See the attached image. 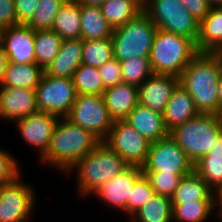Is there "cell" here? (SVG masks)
Segmentation results:
<instances>
[{"instance_id":"obj_1","label":"cell","mask_w":222,"mask_h":222,"mask_svg":"<svg viewBox=\"0 0 222 222\" xmlns=\"http://www.w3.org/2000/svg\"><path fill=\"white\" fill-rule=\"evenodd\" d=\"M222 72L220 53H198L179 76V84L202 114H218V84Z\"/></svg>"},{"instance_id":"obj_2","label":"cell","mask_w":222,"mask_h":222,"mask_svg":"<svg viewBox=\"0 0 222 222\" xmlns=\"http://www.w3.org/2000/svg\"><path fill=\"white\" fill-rule=\"evenodd\" d=\"M99 142L89 131L72 124L66 118H59L49 148L39 160L40 166H50L64 175Z\"/></svg>"},{"instance_id":"obj_3","label":"cell","mask_w":222,"mask_h":222,"mask_svg":"<svg viewBox=\"0 0 222 222\" xmlns=\"http://www.w3.org/2000/svg\"><path fill=\"white\" fill-rule=\"evenodd\" d=\"M128 166L123 158L106 143L100 141L90 153L82 157L66 173V176L70 178V176L76 174L77 195L79 198L85 199L86 197H91V194L102 184L124 171Z\"/></svg>"},{"instance_id":"obj_4","label":"cell","mask_w":222,"mask_h":222,"mask_svg":"<svg viewBox=\"0 0 222 222\" xmlns=\"http://www.w3.org/2000/svg\"><path fill=\"white\" fill-rule=\"evenodd\" d=\"M197 54L190 38L157 29L149 60L153 73L179 77Z\"/></svg>"},{"instance_id":"obj_5","label":"cell","mask_w":222,"mask_h":222,"mask_svg":"<svg viewBox=\"0 0 222 222\" xmlns=\"http://www.w3.org/2000/svg\"><path fill=\"white\" fill-rule=\"evenodd\" d=\"M221 134L222 127L218 116L202 113L169 132L193 164L213 148Z\"/></svg>"},{"instance_id":"obj_6","label":"cell","mask_w":222,"mask_h":222,"mask_svg":"<svg viewBox=\"0 0 222 222\" xmlns=\"http://www.w3.org/2000/svg\"><path fill=\"white\" fill-rule=\"evenodd\" d=\"M149 16L142 11L112 32L113 55L118 61L149 57L157 32Z\"/></svg>"},{"instance_id":"obj_7","label":"cell","mask_w":222,"mask_h":222,"mask_svg":"<svg viewBox=\"0 0 222 222\" xmlns=\"http://www.w3.org/2000/svg\"><path fill=\"white\" fill-rule=\"evenodd\" d=\"M143 11L158 29L190 38L196 44L199 22L181 0H145Z\"/></svg>"},{"instance_id":"obj_8","label":"cell","mask_w":222,"mask_h":222,"mask_svg":"<svg viewBox=\"0 0 222 222\" xmlns=\"http://www.w3.org/2000/svg\"><path fill=\"white\" fill-rule=\"evenodd\" d=\"M23 175L0 186V222H32L36 188L24 182Z\"/></svg>"},{"instance_id":"obj_9","label":"cell","mask_w":222,"mask_h":222,"mask_svg":"<svg viewBox=\"0 0 222 222\" xmlns=\"http://www.w3.org/2000/svg\"><path fill=\"white\" fill-rule=\"evenodd\" d=\"M72 124L89 131L104 141L113 125L102 95H77L72 109L65 117Z\"/></svg>"},{"instance_id":"obj_10","label":"cell","mask_w":222,"mask_h":222,"mask_svg":"<svg viewBox=\"0 0 222 222\" xmlns=\"http://www.w3.org/2000/svg\"><path fill=\"white\" fill-rule=\"evenodd\" d=\"M38 111L51 113L65 118L72 109L77 97L71 78L53 77L43 73L36 90Z\"/></svg>"},{"instance_id":"obj_11","label":"cell","mask_w":222,"mask_h":222,"mask_svg":"<svg viewBox=\"0 0 222 222\" xmlns=\"http://www.w3.org/2000/svg\"><path fill=\"white\" fill-rule=\"evenodd\" d=\"M193 165L186 153L168 135L150 144L147 160L141 168L142 173L188 175L193 171Z\"/></svg>"},{"instance_id":"obj_12","label":"cell","mask_w":222,"mask_h":222,"mask_svg":"<svg viewBox=\"0 0 222 222\" xmlns=\"http://www.w3.org/2000/svg\"><path fill=\"white\" fill-rule=\"evenodd\" d=\"M103 142L129 166L138 167L145 164L151 144L124 120L113 121L108 137Z\"/></svg>"},{"instance_id":"obj_13","label":"cell","mask_w":222,"mask_h":222,"mask_svg":"<svg viewBox=\"0 0 222 222\" xmlns=\"http://www.w3.org/2000/svg\"><path fill=\"white\" fill-rule=\"evenodd\" d=\"M60 117L57 115L37 111L26 118L14 122L20 137L28 144L29 148L38 151L40 160L47 152L55 125Z\"/></svg>"},{"instance_id":"obj_14","label":"cell","mask_w":222,"mask_h":222,"mask_svg":"<svg viewBox=\"0 0 222 222\" xmlns=\"http://www.w3.org/2000/svg\"><path fill=\"white\" fill-rule=\"evenodd\" d=\"M143 175L142 168L128 166L124 171L115 175L106 183L102 184L91 196L99 199L103 206H107L127 216V200L135 182Z\"/></svg>"},{"instance_id":"obj_15","label":"cell","mask_w":222,"mask_h":222,"mask_svg":"<svg viewBox=\"0 0 222 222\" xmlns=\"http://www.w3.org/2000/svg\"><path fill=\"white\" fill-rule=\"evenodd\" d=\"M35 30L19 24L4 29L2 47L7 55L8 62L15 64L36 63Z\"/></svg>"},{"instance_id":"obj_16","label":"cell","mask_w":222,"mask_h":222,"mask_svg":"<svg viewBox=\"0 0 222 222\" xmlns=\"http://www.w3.org/2000/svg\"><path fill=\"white\" fill-rule=\"evenodd\" d=\"M179 77L170 74H151L138 86V103L163 114Z\"/></svg>"},{"instance_id":"obj_17","label":"cell","mask_w":222,"mask_h":222,"mask_svg":"<svg viewBox=\"0 0 222 222\" xmlns=\"http://www.w3.org/2000/svg\"><path fill=\"white\" fill-rule=\"evenodd\" d=\"M37 111L35 90L0 87V119L14 123Z\"/></svg>"},{"instance_id":"obj_18","label":"cell","mask_w":222,"mask_h":222,"mask_svg":"<svg viewBox=\"0 0 222 222\" xmlns=\"http://www.w3.org/2000/svg\"><path fill=\"white\" fill-rule=\"evenodd\" d=\"M139 134L153 143L169 135L163 120V114L138 103L124 119Z\"/></svg>"},{"instance_id":"obj_19","label":"cell","mask_w":222,"mask_h":222,"mask_svg":"<svg viewBox=\"0 0 222 222\" xmlns=\"http://www.w3.org/2000/svg\"><path fill=\"white\" fill-rule=\"evenodd\" d=\"M103 97L110 118L113 121L124 120L138 104V87L120 83L106 88Z\"/></svg>"},{"instance_id":"obj_20","label":"cell","mask_w":222,"mask_h":222,"mask_svg":"<svg viewBox=\"0 0 222 222\" xmlns=\"http://www.w3.org/2000/svg\"><path fill=\"white\" fill-rule=\"evenodd\" d=\"M83 40H62L59 52L44 73L53 77L72 78L82 64Z\"/></svg>"},{"instance_id":"obj_21","label":"cell","mask_w":222,"mask_h":222,"mask_svg":"<svg viewBox=\"0 0 222 222\" xmlns=\"http://www.w3.org/2000/svg\"><path fill=\"white\" fill-rule=\"evenodd\" d=\"M198 114L199 112L195 108L192 97L180 84H178L172 91L163 113L166 129L170 132L175 127L196 117Z\"/></svg>"},{"instance_id":"obj_22","label":"cell","mask_w":222,"mask_h":222,"mask_svg":"<svg viewBox=\"0 0 222 222\" xmlns=\"http://www.w3.org/2000/svg\"><path fill=\"white\" fill-rule=\"evenodd\" d=\"M196 48L198 53L222 51V6L210 7L209 13L199 23Z\"/></svg>"},{"instance_id":"obj_23","label":"cell","mask_w":222,"mask_h":222,"mask_svg":"<svg viewBox=\"0 0 222 222\" xmlns=\"http://www.w3.org/2000/svg\"><path fill=\"white\" fill-rule=\"evenodd\" d=\"M193 170L215 194L222 189V134L213 148L193 165Z\"/></svg>"},{"instance_id":"obj_24","label":"cell","mask_w":222,"mask_h":222,"mask_svg":"<svg viewBox=\"0 0 222 222\" xmlns=\"http://www.w3.org/2000/svg\"><path fill=\"white\" fill-rule=\"evenodd\" d=\"M52 30L63 40L81 38V7L76 0H66L57 13Z\"/></svg>"},{"instance_id":"obj_25","label":"cell","mask_w":222,"mask_h":222,"mask_svg":"<svg viewBox=\"0 0 222 222\" xmlns=\"http://www.w3.org/2000/svg\"><path fill=\"white\" fill-rule=\"evenodd\" d=\"M216 200V194L207 183L193 170L183 176L171 197V203Z\"/></svg>"},{"instance_id":"obj_26","label":"cell","mask_w":222,"mask_h":222,"mask_svg":"<svg viewBox=\"0 0 222 222\" xmlns=\"http://www.w3.org/2000/svg\"><path fill=\"white\" fill-rule=\"evenodd\" d=\"M44 70L36 63L15 64L8 62L2 86L36 90Z\"/></svg>"},{"instance_id":"obj_27","label":"cell","mask_w":222,"mask_h":222,"mask_svg":"<svg viewBox=\"0 0 222 222\" xmlns=\"http://www.w3.org/2000/svg\"><path fill=\"white\" fill-rule=\"evenodd\" d=\"M81 39H105L112 36L113 29L103 16L101 7L80 5Z\"/></svg>"},{"instance_id":"obj_28","label":"cell","mask_w":222,"mask_h":222,"mask_svg":"<svg viewBox=\"0 0 222 222\" xmlns=\"http://www.w3.org/2000/svg\"><path fill=\"white\" fill-rule=\"evenodd\" d=\"M216 212V200L172 203V222H208Z\"/></svg>"},{"instance_id":"obj_29","label":"cell","mask_w":222,"mask_h":222,"mask_svg":"<svg viewBox=\"0 0 222 222\" xmlns=\"http://www.w3.org/2000/svg\"><path fill=\"white\" fill-rule=\"evenodd\" d=\"M103 16L114 30L125 25L143 11L136 0H107L101 5Z\"/></svg>"},{"instance_id":"obj_30","label":"cell","mask_w":222,"mask_h":222,"mask_svg":"<svg viewBox=\"0 0 222 222\" xmlns=\"http://www.w3.org/2000/svg\"><path fill=\"white\" fill-rule=\"evenodd\" d=\"M130 219L133 222H172L171 198L155 193Z\"/></svg>"},{"instance_id":"obj_31","label":"cell","mask_w":222,"mask_h":222,"mask_svg":"<svg viewBox=\"0 0 222 222\" xmlns=\"http://www.w3.org/2000/svg\"><path fill=\"white\" fill-rule=\"evenodd\" d=\"M62 38L53 30L35 31L36 64L45 70L57 56Z\"/></svg>"},{"instance_id":"obj_32","label":"cell","mask_w":222,"mask_h":222,"mask_svg":"<svg viewBox=\"0 0 222 222\" xmlns=\"http://www.w3.org/2000/svg\"><path fill=\"white\" fill-rule=\"evenodd\" d=\"M77 95H102L104 84L98 68L81 64L72 75Z\"/></svg>"},{"instance_id":"obj_33","label":"cell","mask_w":222,"mask_h":222,"mask_svg":"<svg viewBox=\"0 0 222 222\" xmlns=\"http://www.w3.org/2000/svg\"><path fill=\"white\" fill-rule=\"evenodd\" d=\"M114 58L112 37L83 40L82 64L99 68Z\"/></svg>"},{"instance_id":"obj_34","label":"cell","mask_w":222,"mask_h":222,"mask_svg":"<svg viewBox=\"0 0 222 222\" xmlns=\"http://www.w3.org/2000/svg\"><path fill=\"white\" fill-rule=\"evenodd\" d=\"M66 0H40L32 19L26 24L35 31L52 30L55 17Z\"/></svg>"},{"instance_id":"obj_35","label":"cell","mask_w":222,"mask_h":222,"mask_svg":"<svg viewBox=\"0 0 222 222\" xmlns=\"http://www.w3.org/2000/svg\"><path fill=\"white\" fill-rule=\"evenodd\" d=\"M119 62L122 70L123 83L138 87L153 74L149 57H136Z\"/></svg>"},{"instance_id":"obj_36","label":"cell","mask_w":222,"mask_h":222,"mask_svg":"<svg viewBox=\"0 0 222 222\" xmlns=\"http://www.w3.org/2000/svg\"><path fill=\"white\" fill-rule=\"evenodd\" d=\"M154 190L149 180L142 175L134 184L130 193V199L127 200V218L129 219L138 211L153 195Z\"/></svg>"},{"instance_id":"obj_37","label":"cell","mask_w":222,"mask_h":222,"mask_svg":"<svg viewBox=\"0 0 222 222\" xmlns=\"http://www.w3.org/2000/svg\"><path fill=\"white\" fill-rule=\"evenodd\" d=\"M149 180L154 193L171 198L183 176L177 173H143Z\"/></svg>"},{"instance_id":"obj_38","label":"cell","mask_w":222,"mask_h":222,"mask_svg":"<svg viewBox=\"0 0 222 222\" xmlns=\"http://www.w3.org/2000/svg\"><path fill=\"white\" fill-rule=\"evenodd\" d=\"M12 152L0 148V185L15 180L23 171Z\"/></svg>"},{"instance_id":"obj_39","label":"cell","mask_w":222,"mask_h":222,"mask_svg":"<svg viewBox=\"0 0 222 222\" xmlns=\"http://www.w3.org/2000/svg\"><path fill=\"white\" fill-rule=\"evenodd\" d=\"M98 70L105 89L123 83L121 65L116 58L107 61Z\"/></svg>"},{"instance_id":"obj_40","label":"cell","mask_w":222,"mask_h":222,"mask_svg":"<svg viewBox=\"0 0 222 222\" xmlns=\"http://www.w3.org/2000/svg\"><path fill=\"white\" fill-rule=\"evenodd\" d=\"M40 0H14L18 24L26 25L33 17Z\"/></svg>"},{"instance_id":"obj_41","label":"cell","mask_w":222,"mask_h":222,"mask_svg":"<svg viewBox=\"0 0 222 222\" xmlns=\"http://www.w3.org/2000/svg\"><path fill=\"white\" fill-rule=\"evenodd\" d=\"M19 25L14 0H0V26L5 28Z\"/></svg>"},{"instance_id":"obj_42","label":"cell","mask_w":222,"mask_h":222,"mask_svg":"<svg viewBox=\"0 0 222 222\" xmlns=\"http://www.w3.org/2000/svg\"><path fill=\"white\" fill-rule=\"evenodd\" d=\"M181 2L199 23L206 17L211 7L207 0H181Z\"/></svg>"},{"instance_id":"obj_43","label":"cell","mask_w":222,"mask_h":222,"mask_svg":"<svg viewBox=\"0 0 222 222\" xmlns=\"http://www.w3.org/2000/svg\"><path fill=\"white\" fill-rule=\"evenodd\" d=\"M7 63H8L7 55L3 47H0V87L4 82Z\"/></svg>"},{"instance_id":"obj_44","label":"cell","mask_w":222,"mask_h":222,"mask_svg":"<svg viewBox=\"0 0 222 222\" xmlns=\"http://www.w3.org/2000/svg\"><path fill=\"white\" fill-rule=\"evenodd\" d=\"M218 219H222V189L216 194V213Z\"/></svg>"},{"instance_id":"obj_45","label":"cell","mask_w":222,"mask_h":222,"mask_svg":"<svg viewBox=\"0 0 222 222\" xmlns=\"http://www.w3.org/2000/svg\"><path fill=\"white\" fill-rule=\"evenodd\" d=\"M80 5L96 6L101 7V5L107 0H76Z\"/></svg>"},{"instance_id":"obj_46","label":"cell","mask_w":222,"mask_h":222,"mask_svg":"<svg viewBox=\"0 0 222 222\" xmlns=\"http://www.w3.org/2000/svg\"><path fill=\"white\" fill-rule=\"evenodd\" d=\"M218 98H219V110L222 107V72L219 77V84H218Z\"/></svg>"},{"instance_id":"obj_47","label":"cell","mask_w":222,"mask_h":222,"mask_svg":"<svg viewBox=\"0 0 222 222\" xmlns=\"http://www.w3.org/2000/svg\"><path fill=\"white\" fill-rule=\"evenodd\" d=\"M211 7L222 6V0H207Z\"/></svg>"},{"instance_id":"obj_48","label":"cell","mask_w":222,"mask_h":222,"mask_svg":"<svg viewBox=\"0 0 222 222\" xmlns=\"http://www.w3.org/2000/svg\"><path fill=\"white\" fill-rule=\"evenodd\" d=\"M4 28L0 26V47H2Z\"/></svg>"},{"instance_id":"obj_49","label":"cell","mask_w":222,"mask_h":222,"mask_svg":"<svg viewBox=\"0 0 222 222\" xmlns=\"http://www.w3.org/2000/svg\"><path fill=\"white\" fill-rule=\"evenodd\" d=\"M218 118H219V121H220V125L222 127V107L220 108L218 114H217Z\"/></svg>"},{"instance_id":"obj_50","label":"cell","mask_w":222,"mask_h":222,"mask_svg":"<svg viewBox=\"0 0 222 222\" xmlns=\"http://www.w3.org/2000/svg\"><path fill=\"white\" fill-rule=\"evenodd\" d=\"M142 7L144 6L145 0H136Z\"/></svg>"}]
</instances>
